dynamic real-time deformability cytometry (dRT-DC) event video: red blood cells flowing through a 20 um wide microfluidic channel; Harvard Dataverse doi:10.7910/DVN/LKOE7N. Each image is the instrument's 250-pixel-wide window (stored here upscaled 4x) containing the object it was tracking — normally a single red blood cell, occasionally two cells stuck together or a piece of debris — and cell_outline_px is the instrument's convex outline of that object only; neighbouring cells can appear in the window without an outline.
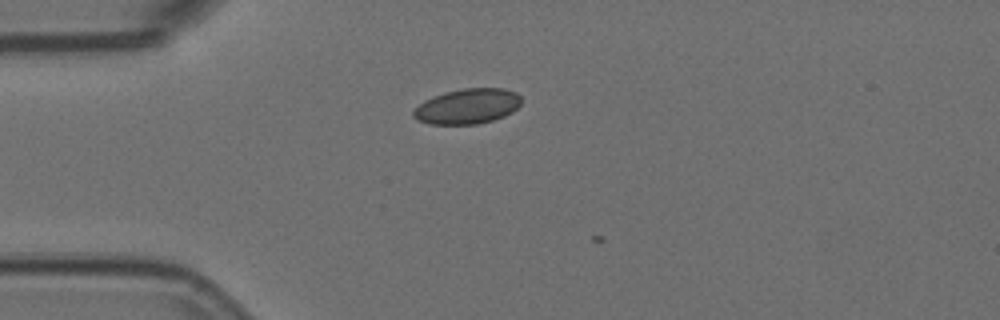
{"species": "Egyptian fruit bat (a non-hibernating species)", "species_latin": "Rousettus aegyptiacus", "temperature_condition": "room temperature", "stored_images_in_passage": 3, "camera_frame_rate_fps": 3000, "um_per_image_px": 0.085, "animal": {"sex": "female"}, "frame": {"image": 1, "passage_image": 2, "time_ms": 0.333, "image_size_px": [1000, 320], "cell_outline_px": [[520, 104], [512, 112], [504, 116], [492, 120], [476, 124], [428, 124], [416, 120], [412, 116], [412, 112], [424, 100], [444, 92], [464, 88], [504, 88], [516, 92], [520, 96]], "centroid_in_image_um": [39.71, 9.03], "position_along_channel_um": 45.3, "area_um2": 22.14}}